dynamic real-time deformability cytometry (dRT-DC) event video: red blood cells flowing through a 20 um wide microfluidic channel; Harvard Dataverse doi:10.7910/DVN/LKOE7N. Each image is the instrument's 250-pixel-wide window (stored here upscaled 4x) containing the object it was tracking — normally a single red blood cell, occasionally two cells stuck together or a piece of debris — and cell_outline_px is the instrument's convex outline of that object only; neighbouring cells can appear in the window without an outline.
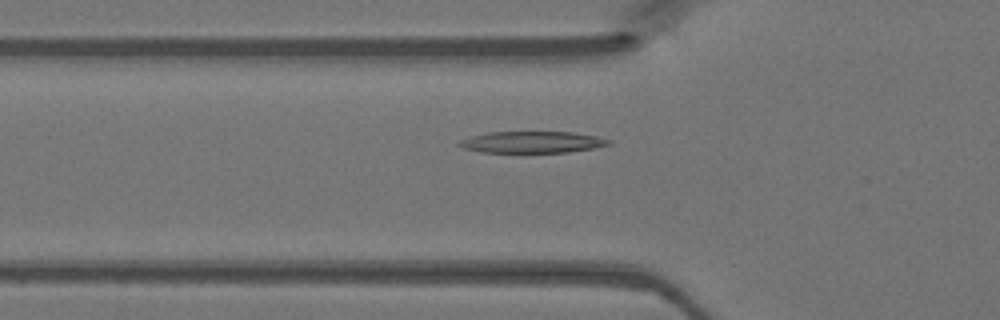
{"species": "Egyptian fruit bat (a non-hibernating species)", "species_latin": "Rousettus aegyptiacus", "temperature_condition": "warm", "stored_images_in_passage": 28, "camera_frame_rate_fps": 3000, "um_per_image_px": 0.085, "animal": {"sex": "female"}, "frame": {"image": 1, "passage_image": 2, "time_ms": 0.333, "image_size_px": [1000, 320], "cell_outline_px": [[612, 144], [592, 148], [568, 152], [480, 152], [464, 148], [456, 144], [460, 140], [472, 136], [488, 132], [572, 132], [596, 136], [612, 140]], "centroid_in_image_um": [45.24, 12.08], "position_along_channel_um": 80.6, "area_um2": 18.67}}
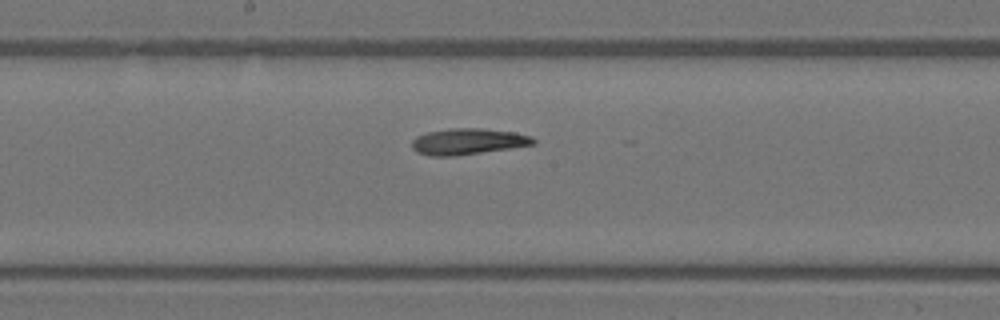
{"frame": {"image": 2, "passage_image": 11, "time_ms": 3.333, "image_size_px": [1000, 320], "cell_outline_px": [[536, 144], [512, 148], [456, 156], [428, 156], [416, 152], [412, 148], [412, 140], [416, 136], [428, 132], [448, 128], [480, 128], [516, 132], [532, 136], [536, 140]], "centroid_in_image_um": [39.78, 12.03], "position_along_channel_um": 208.4, "area_um2": 18.79}}
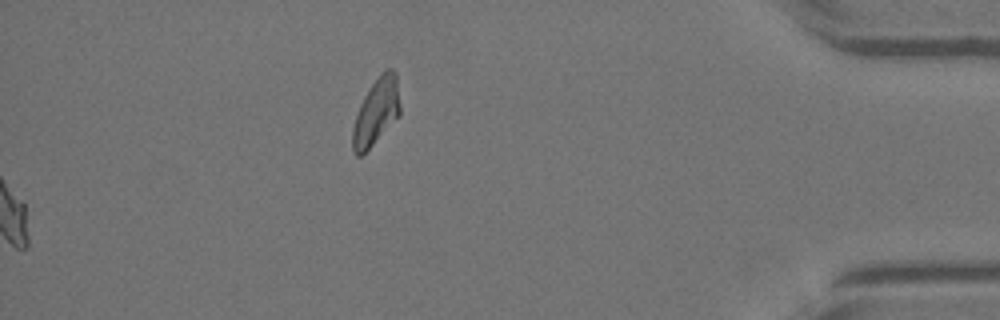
{"frame": {"image": 3, "passage_image": 28, "time_ms": 9.0, "image_size_px": [1000, 320], "cell_outline_px": [[400, 116], [360, 156], [356, 156], [352, 148], [352, 128], [360, 104], [364, 96], [372, 84], [384, 68], [392, 68], [396, 72], [400, 104]], "centroid_in_image_um": [31.99, 9.46], "position_along_channel_um": 403.2, "area_um2": 18.32}}